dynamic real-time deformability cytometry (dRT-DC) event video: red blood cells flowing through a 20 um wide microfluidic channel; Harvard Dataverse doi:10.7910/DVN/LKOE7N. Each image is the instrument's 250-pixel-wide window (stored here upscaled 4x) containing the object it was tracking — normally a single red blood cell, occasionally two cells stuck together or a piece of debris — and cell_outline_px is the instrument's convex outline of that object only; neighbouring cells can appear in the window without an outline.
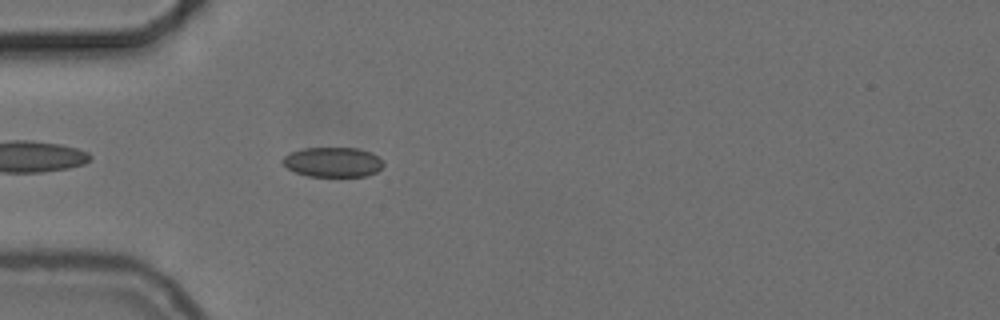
{"species": "common noctule bat (a hibernating species)", "species_latin": "Nyctalus noctula", "temperature_condition": "cold", "stored_images_in_passage": 42, "camera_frame_rate_fps": 3000, "um_per_image_px": 0.085, "animal": {"sex": "female", "body_mass_g": 24.6, "forearm_length_mm": 56.2}, "frame": {"image": 1, "passage_image": 3, "time_ms": 0.667, "image_size_px": [1000, 320], "cell_outline_px": [[384, 164], [376, 172], [364, 176], [308, 176], [296, 172], [288, 168], [280, 160], [284, 156], [292, 152], [304, 148], [356, 148], [372, 152], [384, 160]], "centroid_in_image_um": [28.31, 13.77], "position_along_channel_um": 56.7, "area_um2": 17.46}}
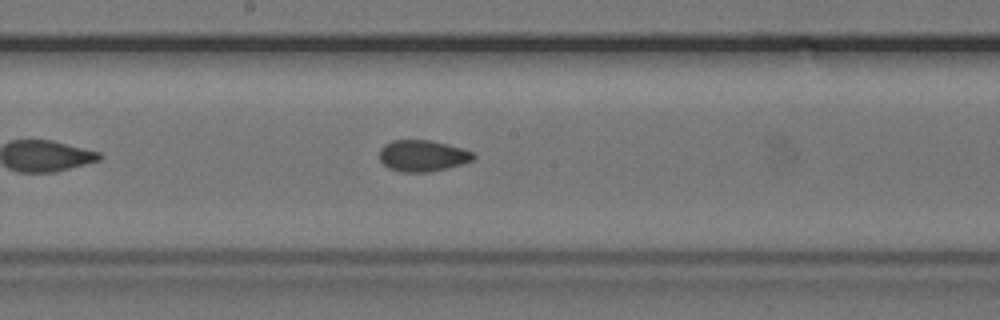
{"frame": {"image": 2, "passage_image": 16, "time_ms": 5.0, "image_size_px": [1000, 320], "cell_outline_px": [[476, 156], [472, 160], [448, 168], [428, 172], [400, 172], [388, 168], [380, 160], [380, 148], [384, 144], [392, 140], [428, 140], [448, 144], [472, 152]], "centroid_in_image_um": [35.88, 13.24], "position_along_channel_um": 212.3, "area_um2": 17.11}}
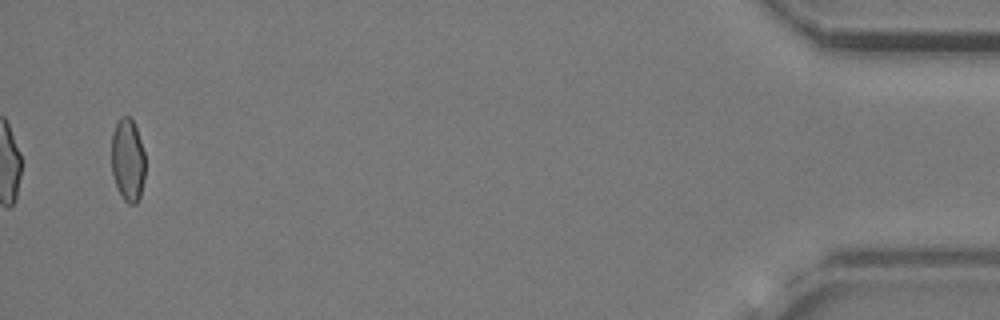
{"frame": {"image": 3, "passage_image": 40, "time_ms": 13.0, "image_size_px": [1000, 320], "cell_outline_px": [[144, 180], [140, 196], [136, 204], [128, 204], [124, 200], [112, 176], [112, 132], [120, 116], [128, 116], [132, 120], [136, 128], [144, 152]], "centroid_in_image_um": [10.85, 13.61], "position_along_channel_um": 424.3, "area_um2": 16.18}, "authors_computed_cell_mechanics": {"area_um2": 17.3111, "velocity_mm_per_s": 3.7206, "shape_relaxation_time_tau1_ms": null, "shape_relaxation_time_tau2_ms": 1.9235, "deformation_change_tau1": null, "deformation_change_tau2": 0.0592}}